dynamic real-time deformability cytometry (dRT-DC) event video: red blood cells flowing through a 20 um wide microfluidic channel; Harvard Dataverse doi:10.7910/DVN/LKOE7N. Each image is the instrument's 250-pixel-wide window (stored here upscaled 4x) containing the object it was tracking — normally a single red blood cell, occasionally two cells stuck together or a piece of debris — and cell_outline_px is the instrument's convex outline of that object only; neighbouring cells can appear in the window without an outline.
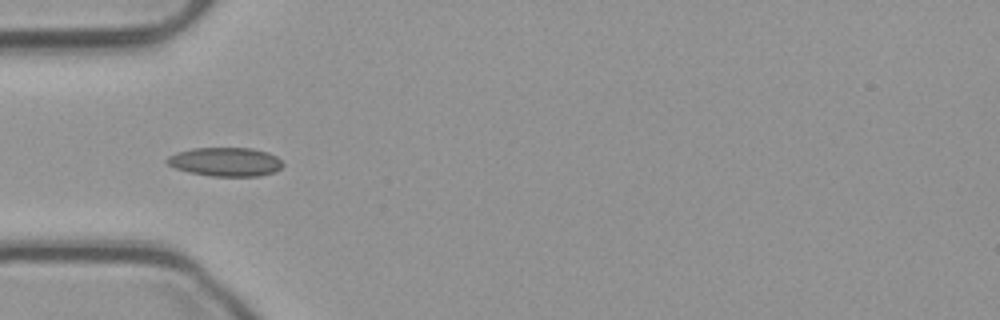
{"species": "common noctule bat (a hibernating species)", "species_latin": "Nyctalus noctula", "temperature_condition": "cold", "stored_images_in_passage": 20, "camera_frame_rate_fps": 3000, "um_per_image_px": 0.085, "animal": {"sex": "male", "body_mass_g": 23.1, "forearm_length_mm": 52.7}, "frame": {"image": 1, "passage_image": 1, "time_ms": 0.0, "image_size_px": [1000, 320], "cell_outline_px": [[284, 164], [276, 172], [260, 176], [212, 176], [188, 172], [176, 168], [168, 164], [164, 160], [168, 156], [176, 152], [192, 148], [252, 148], [268, 152], [276, 156]], "centroid_in_image_um": [19.16, 13.75], "position_along_channel_um": 65.8, "area_um2": 19.59}}
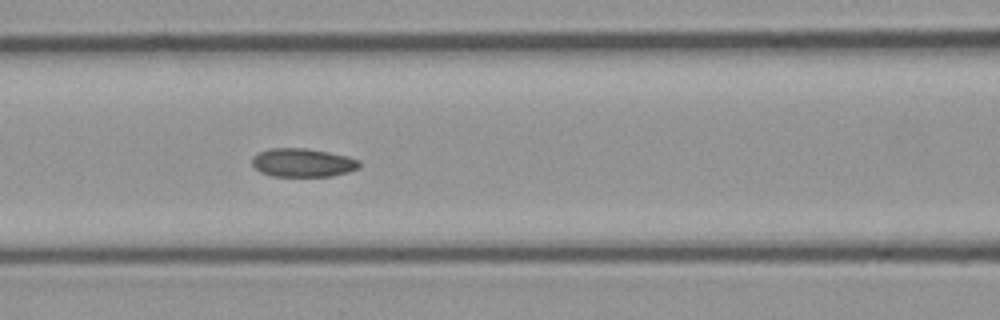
{"frame": {"image": 2, "passage_image": 7, "time_ms": 2.0, "image_size_px": [1000, 320], "cell_outline_px": [[360, 168], [348, 172], [332, 176], [272, 176], [260, 172], [252, 164], [252, 156], [268, 148], [304, 148], [328, 152], [348, 156], [360, 160]], "centroid_in_image_um": [25.74, 13.82], "position_along_channel_um": 140.9, "area_um2": 17.92}}
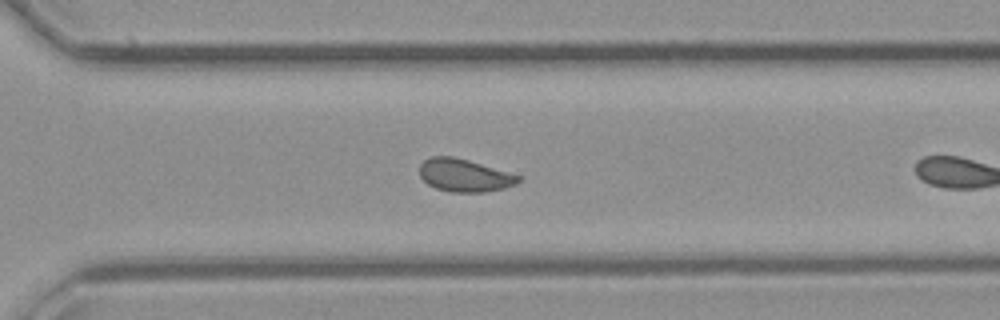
{"frame": {"image": 3, "passage_image": 19, "time_ms": 6.0, "image_size_px": [1000, 320], "cell_outline_px": [[520, 180], [516, 184], [504, 188], [484, 192], [452, 192], [436, 188], [428, 184], [420, 176], [420, 164], [424, 160], [432, 156], [452, 156], [468, 160], [508, 172], [520, 176]], "centroid_in_image_um": [39.46, 14.9], "position_along_channel_um": 331.1, "area_um2": 18.67}}